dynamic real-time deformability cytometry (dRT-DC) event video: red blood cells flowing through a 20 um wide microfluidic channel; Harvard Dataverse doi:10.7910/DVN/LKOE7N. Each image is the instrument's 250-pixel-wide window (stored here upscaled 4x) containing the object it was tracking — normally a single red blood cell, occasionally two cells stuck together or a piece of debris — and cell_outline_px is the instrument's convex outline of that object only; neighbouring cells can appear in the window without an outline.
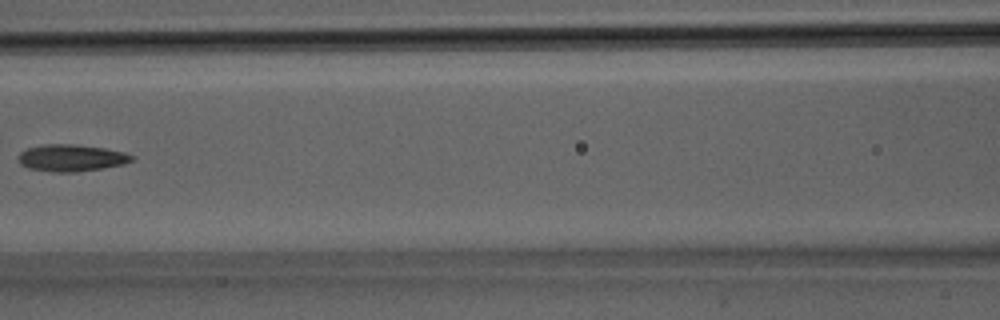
{"species": "Egyptian fruit bat (a non-hibernating species)", "species_latin": "Rousettus aegyptiacus", "temperature_condition": "room temperature", "stored_images_in_passage": 9, "camera_frame_rate_fps": 3000, "um_per_image_px": 0.085, "animal": {"sex": "male"}, "frame": {"image": 1, "passage_image": 8, "time_ms": 2.333, "image_size_px": [1000, 320], "cell_outline_px": [[136, 156], [132, 160], [124, 164], [76, 172], [56, 172], [28, 168], [20, 164], [20, 152], [28, 148], [44, 144], [76, 144], [104, 148], [124, 152]], "centroid_in_image_um": [6.08, 13.41], "position_along_channel_um": 160.5, "area_um2": 17.63}}